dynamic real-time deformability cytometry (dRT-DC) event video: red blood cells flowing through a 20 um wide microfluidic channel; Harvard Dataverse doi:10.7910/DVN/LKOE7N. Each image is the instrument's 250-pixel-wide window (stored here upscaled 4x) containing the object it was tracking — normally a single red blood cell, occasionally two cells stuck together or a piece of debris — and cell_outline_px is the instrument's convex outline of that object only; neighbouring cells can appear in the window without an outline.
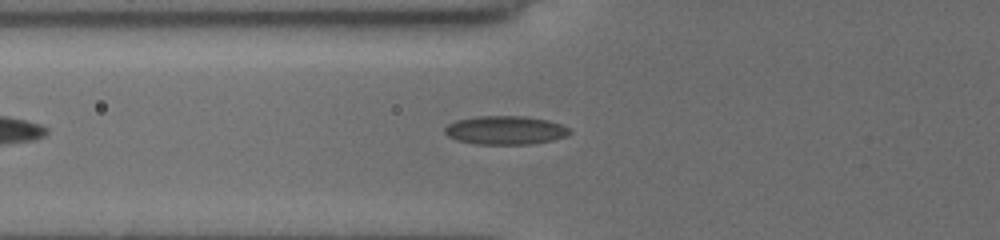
{"species": "common noctule bat (a hibernating species)", "species_latin": "Nyctalus noctula", "temperature_condition": "cold", "stored_images_in_passage": 35, "camera_frame_rate_fps": 3000, "um_per_image_px": 0.085, "animal": {"sex": "female", "body_mass_g": 19.5, "forearm_length_mm": 54.1}, "frame": {"image": 1, "passage_image": 8, "time_ms": 2.333, "image_size_px": [1000, 240], "cell_outline_px": [[572, 132], [568, 136], [552, 140], [532, 144], [476, 144], [456, 140], [448, 136], [444, 132], [444, 128], [448, 124], [456, 120], [480, 116], [524, 116], [548, 120], [560, 124], [568, 128]], "centroid_in_image_um": [42.96, 11.07], "position_along_channel_um": 82.8, "area_um2": 20.87}}
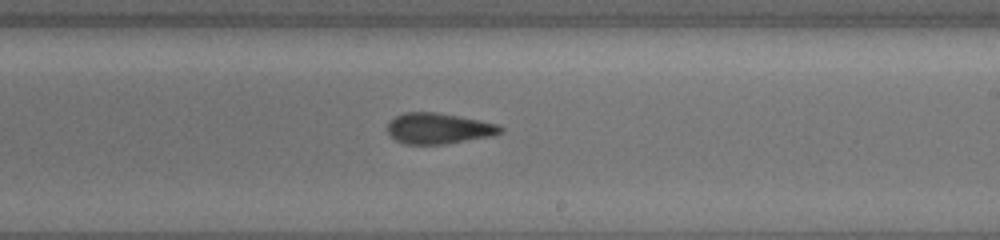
{"frame": {"image": 2, "passage_image": 20, "time_ms": 6.333, "image_size_px": [1000, 240], "cell_outline_px": [[504, 132], [492, 136], [448, 144], [404, 144], [396, 140], [388, 132], [388, 124], [396, 116], [404, 112], [436, 112], [480, 120], [500, 124], [504, 128]], "centroid_in_image_um": [37.35, 10.92], "position_along_channel_um": 251.7, "area_um2": 20.4}}
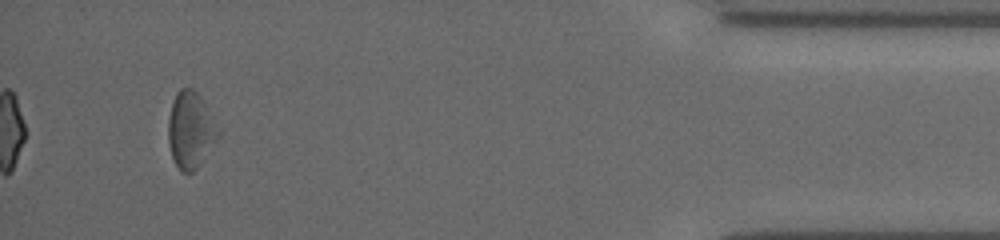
{"frame": {"image": 3, "passage_image": 35, "time_ms": 11.333, "image_size_px": [1000, 240], "cell_outline_px": [[220, 136], [200, 164], [192, 172], [180, 172], [172, 156], [168, 140], [168, 120], [172, 104], [176, 92], [180, 88], [192, 88], [200, 96], [220, 132]], "centroid_in_image_um": [16.19, 11.06], "position_along_channel_um": 419.0, "area_um2": 21.96}, "authors_computed_cell_mechanics": {"area_um2": 20.519, "velocity_mm_per_s": 3.9, "shape_relaxation_time_tau1_ms": 6.5187, "shape_relaxation_time_tau2_ms": 4.0451, "deformation_change_tau1": 0.1095, "deformation_change_tau2": 0.1054}}